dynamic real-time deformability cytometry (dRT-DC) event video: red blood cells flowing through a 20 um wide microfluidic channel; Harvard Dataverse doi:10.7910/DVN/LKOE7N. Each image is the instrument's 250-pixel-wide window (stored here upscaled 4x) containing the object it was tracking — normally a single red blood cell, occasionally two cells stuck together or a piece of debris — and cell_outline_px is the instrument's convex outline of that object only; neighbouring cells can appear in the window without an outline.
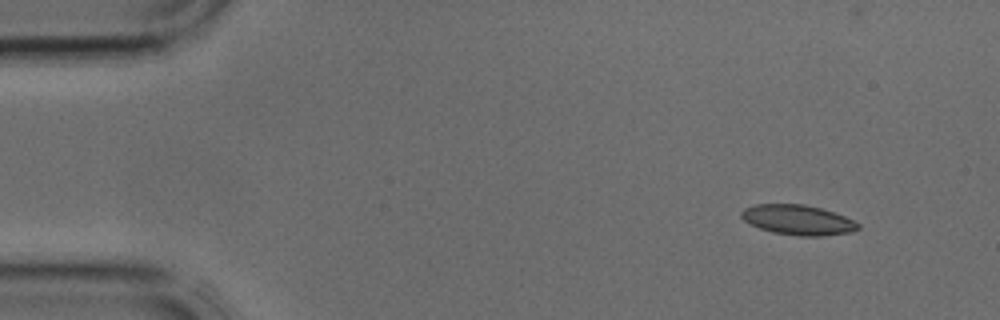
{"species": "common noctule bat (a hibernating species)", "species_latin": "Nyctalus noctula", "temperature_condition": "cold", "stored_images_in_passage": 2, "camera_frame_rate_fps": 3000, "um_per_image_px": 0.085, "animal": {"sex": "male", "body_mass_g": 17.9, "forearm_length_mm": 54.2}, "frame": {"image": 1, "passage_image": 1, "time_ms": 0.0, "image_size_px": [1000, 320], "cell_outline_px": [[860, 228], [852, 232], [820, 236], [800, 236], [772, 232], [760, 228], [744, 220], [740, 216], [740, 212], [744, 208], [752, 204], [804, 204], [820, 208], [844, 216], [860, 224]], "centroid_in_image_um": [67.8, 18.69], "position_along_channel_um": 17.2, "area_um2": 20.35}}